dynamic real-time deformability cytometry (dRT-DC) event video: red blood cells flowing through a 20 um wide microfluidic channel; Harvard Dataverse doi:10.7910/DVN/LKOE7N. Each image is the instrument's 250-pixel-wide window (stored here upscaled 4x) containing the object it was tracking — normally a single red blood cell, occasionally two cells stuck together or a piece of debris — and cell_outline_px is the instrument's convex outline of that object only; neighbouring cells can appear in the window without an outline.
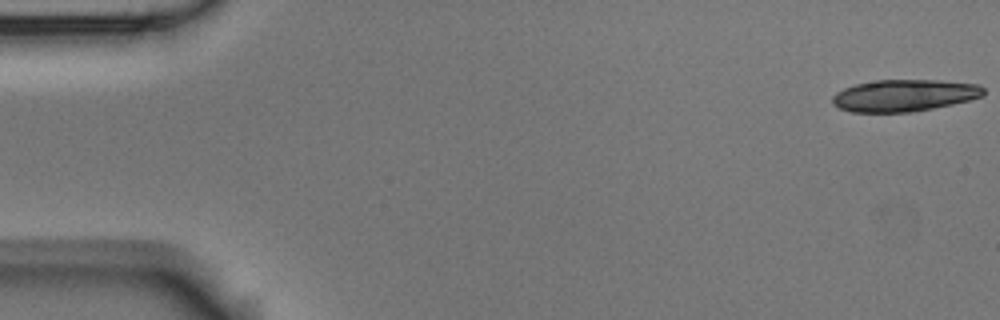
{"species": "Egyptian fruit bat (a non-hibernating species)", "species_latin": "Rousettus aegyptiacus", "temperature_condition": "room temperature", "stored_images_in_passage": 5, "camera_frame_rate_fps": 3000, "um_per_image_px": 0.085, "animal": {"sex": "male"}, "frame": {"image": 1, "passage_image": 1, "time_ms": 0.0, "image_size_px": [1000, 320], "cell_outline_px": [[984, 96], [952, 104], [912, 112], [852, 112], [840, 108], [832, 104], [832, 96], [836, 92], [844, 88], [856, 84], [876, 80], [936, 80], [980, 84], [984, 88]], "centroid_in_image_um": [76.86, 8.11], "position_along_channel_um": 8.1, "area_um2": 28.09}}